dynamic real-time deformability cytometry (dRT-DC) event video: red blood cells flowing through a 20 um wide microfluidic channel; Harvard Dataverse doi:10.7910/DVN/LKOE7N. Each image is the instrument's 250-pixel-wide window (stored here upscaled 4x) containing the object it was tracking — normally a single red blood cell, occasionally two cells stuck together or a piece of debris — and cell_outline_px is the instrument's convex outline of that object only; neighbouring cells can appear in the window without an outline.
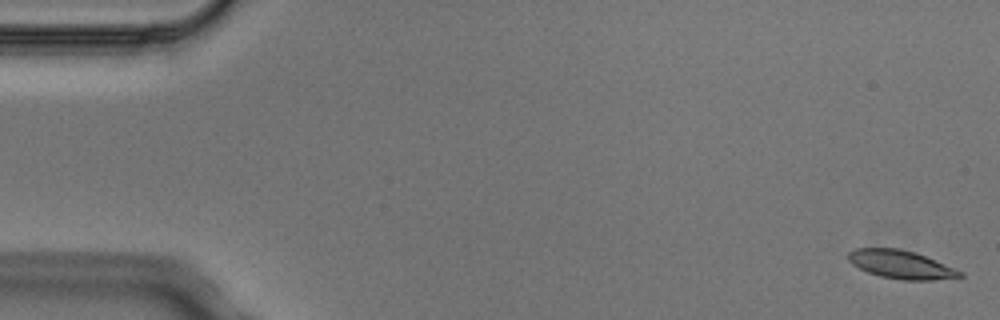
{"species": "Egyptian fruit bat (a non-hibernating species)", "species_latin": "Rousettus aegyptiacus", "temperature_condition": "cold", "stored_images_in_passage": 7, "camera_frame_rate_fps": 3000, "um_per_image_px": 0.085, "animal": {"sex": "male"}, "frame": {"image": 1, "passage_image": 1, "time_ms": 0.0, "image_size_px": [1000, 320], "cell_outline_px": [[964, 276], [932, 280], [900, 280], [880, 276], [868, 272], [852, 264], [848, 260], [848, 252], [856, 248], [900, 248], [924, 256], [956, 268], [964, 272]], "centroid_in_image_um": [76.58, 22.49], "position_along_channel_um": 8.4, "area_um2": 18.32}}
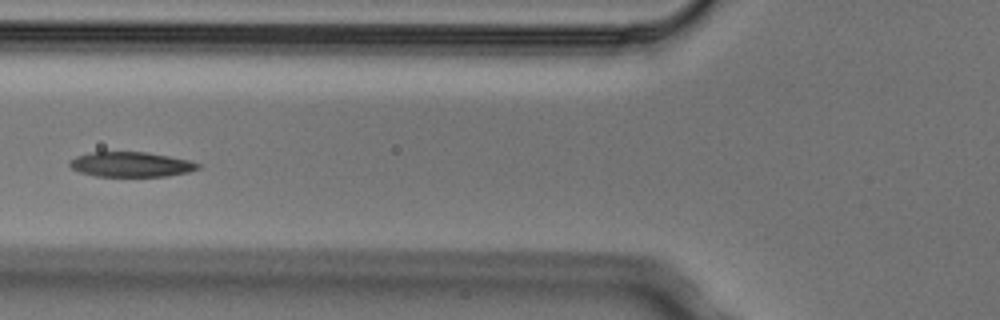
{"frame": {"image": 2, "passage_image": 6, "time_ms": 1.667, "image_size_px": [1000, 320], "cell_outline_px": [[200, 168], [188, 172], [164, 176], [96, 176], [80, 172], [72, 168], [68, 164], [76, 156], [92, 152], [144, 152], [168, 156], [188, 160], [200, 164]], "centroid_in_image_um": [11.13, 13.97], "position_along_channel_um": 114.7, "area_um2": 18.38}}
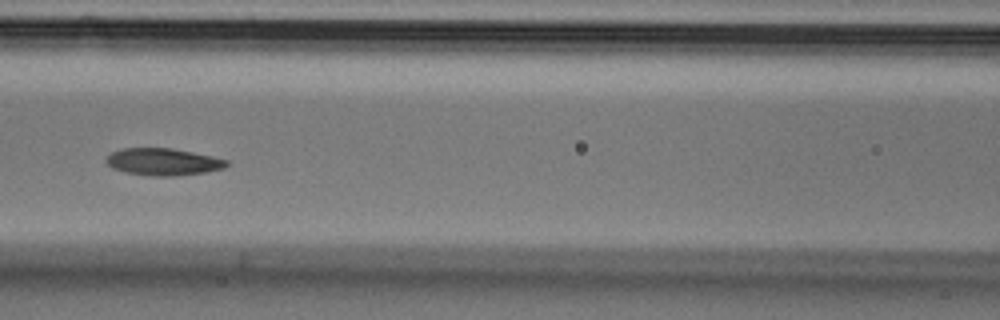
{"frame": {"image": 3, "passage_image": 7, "time_ms": 2.0, "image_size_px": [1000, 320], "cell_outline_px": [[228, 164], [224, 168], [204, 172], [176, 176], [152, 176], [124, 172], [112, 168], [104, 160], [112, 152], [124, 148], [172, 148], [212, 156], [228, 160]], "centroid_in_image_um": [13.85, 13.76], "position_along_channel_um": 152.7, "area_um2": 18.96}}